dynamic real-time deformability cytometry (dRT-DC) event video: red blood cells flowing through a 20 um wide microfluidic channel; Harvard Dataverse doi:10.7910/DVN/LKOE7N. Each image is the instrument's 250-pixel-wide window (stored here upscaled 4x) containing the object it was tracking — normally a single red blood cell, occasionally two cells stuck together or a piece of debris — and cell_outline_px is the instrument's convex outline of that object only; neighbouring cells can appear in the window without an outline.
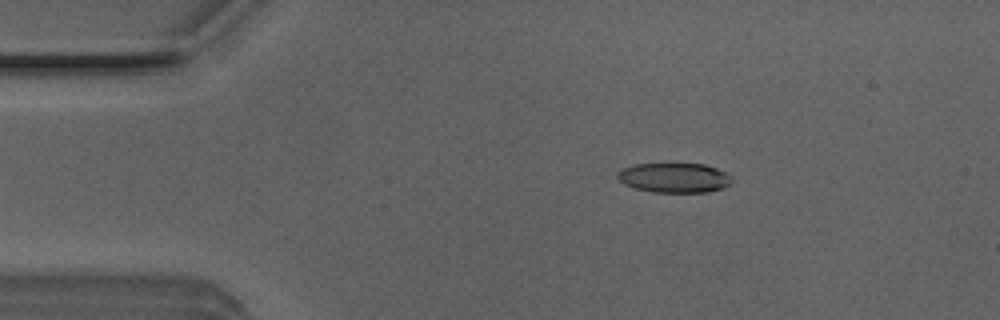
{"species": "Egyptian fruit bat (a non-hibernating species)", "species_latin": "Rousettus aegyptiacus", "temperature_condition": "room temperature", "stored_images_in_passage": 50, "camera_frame_rate_fps": 3000, "um_per_image_px": 0.085, "animal": {"sex": "male"}, "frame": {"image": 1, "passage_image": 8, "time_ms": 2.333, "image_size_px": [1000, 320], "cell_outline_px": [[732, 180], [728, 184], [720, 188], [708, 192], [652, 192], [636, 188], [624, 184], [616, 176], [616, 172], [624, 168], [636, 164], [704, 164], [716, 168], [732, 176]], "centroid_in_image_um": [57.29, 15.11], "position_along_channel_um": 27.7, "area_um2": 19.59}}
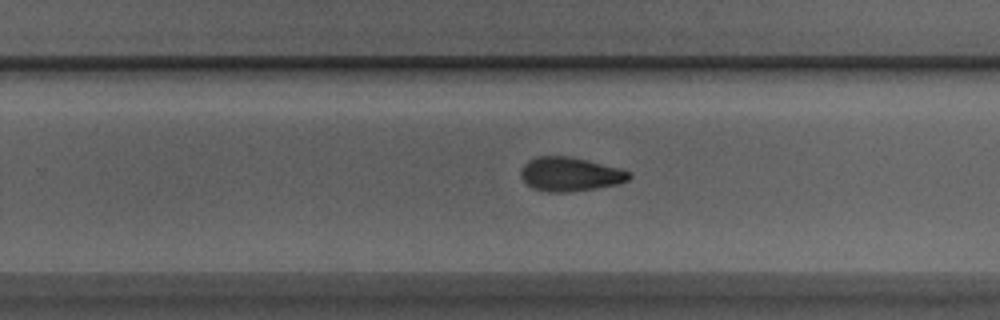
{"frame": {"image": 2, "passage_image": 31, "time_ms": 10.0, "image_size_px": [1000, 320], "cell_outline_px": [[632, 176], [628, 180], [620, 184], [596, 188], [568, 192], [544, 192], [532, 188], [520, 176], [520, 172], [524, 164], [528, 160], [536, 156], [568, 156], [620, 168], [632, 172]], "centroid_in_image_um": [48.46, 14.81], "position_along_channel_um": 281.3, "area_um2": 21.56}}
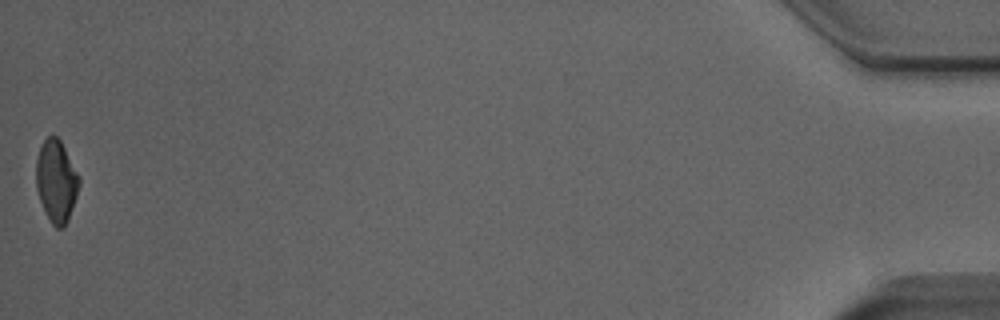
{"frame": {"image": 3, "passage_image": 50, "time_ms": 16.333, "image_size_px": [1000, 320], "cell_outline_px": [[80, 184], [68, 220], [64, 228], [56, 228], [52, 224], [40, 200], [36, 188], [36, 160], [40, 148], [44, 140], [48, 136], [56, 136], [60, 140], [80, 180]], "centroid_in_image_um": [4.77, 15.41], "position_along_channel_um": 430.4, "area_um2": 20.11}, "authors_computed_cell_mechanics": {"area_um2": 21.0681, "velocity_mm_per_s": 4.0166, "shape_relaxation_time_tau1_ms": 5.9942, "shape_relaxation_time_tau2_ms": null, "deformation_change_tau1": 0.1712, "deformation_change_tau2": null}}